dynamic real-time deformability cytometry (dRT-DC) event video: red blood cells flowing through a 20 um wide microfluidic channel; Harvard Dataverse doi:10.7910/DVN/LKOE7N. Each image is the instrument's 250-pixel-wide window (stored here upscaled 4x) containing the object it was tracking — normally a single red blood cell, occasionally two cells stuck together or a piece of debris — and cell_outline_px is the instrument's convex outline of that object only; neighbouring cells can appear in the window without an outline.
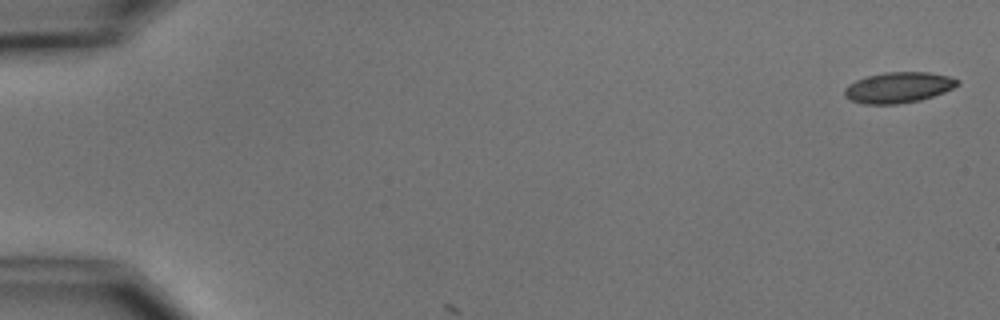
{"species": "common noctule bat (a hibernating species)", "species_latin": "Nyctalus noctula", "temperature_condition": "cold", "stored_images_in_passage": 6, "segment_of_instrument_passage": [2, 2], "camera_frame_rate_fps": 3000, "um_per_image_px": 0.085, "animal": {"sex": "male", "body_mass_g": 15.6}, "frame": {"image": 1, "passage_image": 6, "time_ms": 6.667, "image_size_px": [1000, 320], "cell_outline_px": [[960, 84], [944, 92], [920, 100], [896, 104], [864, 104], [852, 100], [844, 96], [844, 88], [848, 84], [856, 80], [868, 76], [884, 72], [928, 72], [948, 76], [960, 80]], "centroid_in_image_um": [76.36, 7.43], "position_along_channel_um": 8.6, "area_um2": 20.17}}